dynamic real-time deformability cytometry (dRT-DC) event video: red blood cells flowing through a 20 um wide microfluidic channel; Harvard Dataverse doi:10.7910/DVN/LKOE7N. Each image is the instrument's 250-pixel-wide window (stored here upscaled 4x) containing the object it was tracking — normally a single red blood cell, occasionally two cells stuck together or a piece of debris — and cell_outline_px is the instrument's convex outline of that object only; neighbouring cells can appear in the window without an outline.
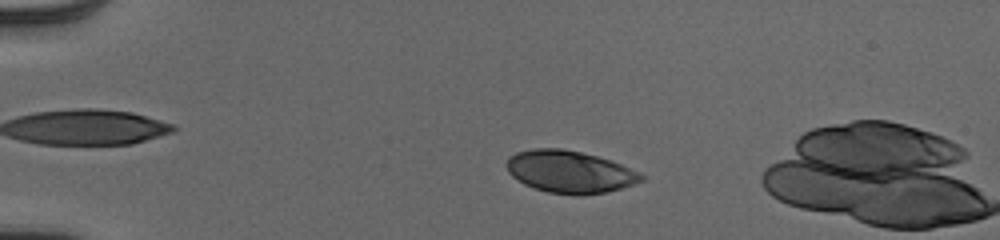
{"species": "human", "species_latin": "Homo sapiens", "temperature_condition": "cold", "stored_images_in_passage": 52, "camera_frame_rate_fps": 3000, "um_per_image_px": 0.085, "donor": {"sex": "male"}, "frame": {"image": 1, "passage_image": 13, "time_ms": 4.0, "image_size_px": [1000, 240], "cell_outline_px": [[644, 180], [636, 184], [604, 192], [584, 196], [572, 196], [548, 192], [524, 184], [512, 176], [508, 172], [504, 164], [508, 156], [516, 152], [536, 148], [560, 148], [580, 152], [612, 160], [640, 172], [644, 176]], "centroid_in_image_um": [48.42, 14.61], "position_along_channel_um": 36.6, "area_um2": 33.52}}
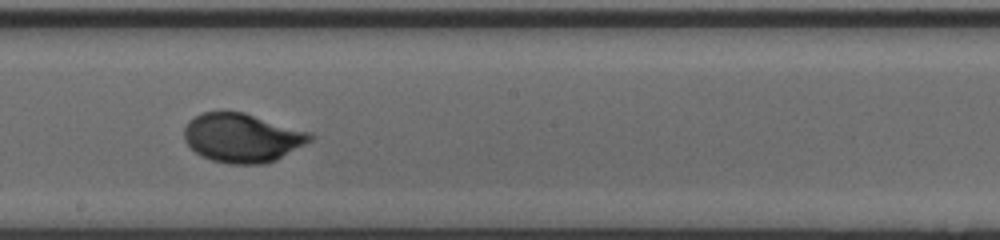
{"frame": {"image": 2, "passage_image": 32, "time_ms": 10.333, "image_size_px": [1000, 240], "cell_outline_px": [[312, 140], [276, 160], [264, 164], [228, 164], [212, 160], [200, 156], [184, 140], [184, 128], [188, 120], [204, 112], [244, 112], [308, 132], [312, 136]], "centroid_in_image_um": [20.55, 11.72], "position_along_channel_um": 227.7, "area_um2": 35.6}}
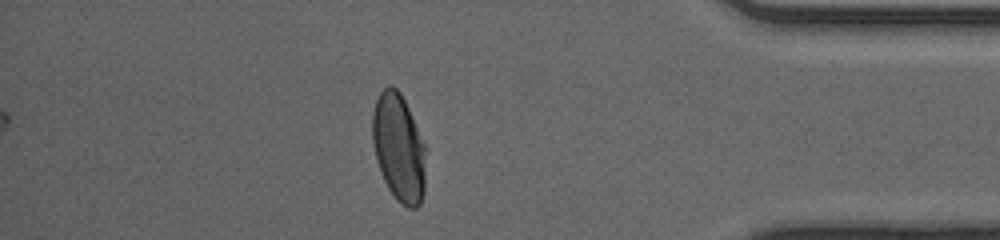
{"frame": {"image": 3, "passage_image": 47, "time_ms": 15.333, "image_size_px": [1000, 240], "cell_outline_px": [[424, 192], [420, 204], [416, 208], [408, 208], [396, 200], [388, 188], [384, 180], [376, 160], [372, 140], [372, 112], [376, 100], [380, 92], [388, 84], [392, 84], [400, 92], [408, 108], [424, 144]], "centroid_in_image_um": [33.86, 12.55], "position_along_channel_um": 401.3, "area_um2": 33.29}}